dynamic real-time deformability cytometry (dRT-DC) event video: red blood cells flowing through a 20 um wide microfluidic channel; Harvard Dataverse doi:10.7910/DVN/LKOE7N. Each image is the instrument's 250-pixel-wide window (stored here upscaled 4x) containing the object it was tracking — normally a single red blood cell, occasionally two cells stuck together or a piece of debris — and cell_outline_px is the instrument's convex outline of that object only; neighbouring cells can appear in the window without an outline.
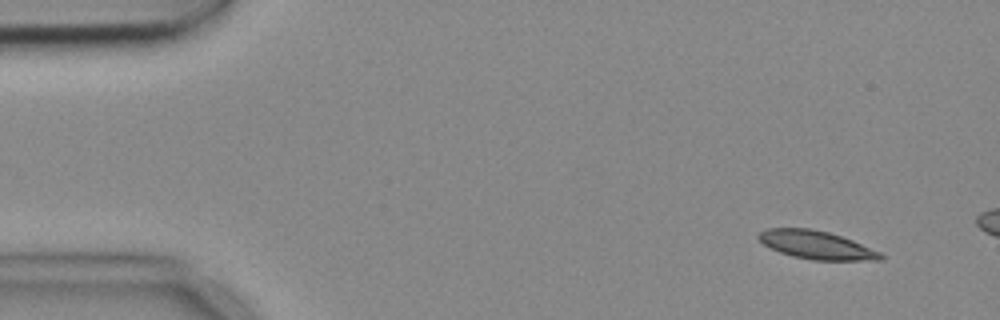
{"species": "common noctule bat (a hibernating species)", "species_latin": "Nyctalus noctula", "temperature_condition": "cold", "stored_images_in_passage": 3, "camera_frame_rate_fps": 3000, "um_per_image_px": 0.085, "animal": {"sex": "female", "body_mass_g": 18.4}, "frame": {"image": 1, "passage_image": 1, "time_ms": 0.0, "image_size_px": [1000, 320], "cell_outline_px": [[884, 260], [812, 260], [792, 256], [780, 252], [764, 244], [756, 236], [760, 232], [768, 228], [808, 228], [828, 232], [852, 240], [880, 252], [884, 256]], "centroid_in_image_um": [69.39, 20.82], "position_along_channel_um": 15.6, "area_um2": 19.88}}